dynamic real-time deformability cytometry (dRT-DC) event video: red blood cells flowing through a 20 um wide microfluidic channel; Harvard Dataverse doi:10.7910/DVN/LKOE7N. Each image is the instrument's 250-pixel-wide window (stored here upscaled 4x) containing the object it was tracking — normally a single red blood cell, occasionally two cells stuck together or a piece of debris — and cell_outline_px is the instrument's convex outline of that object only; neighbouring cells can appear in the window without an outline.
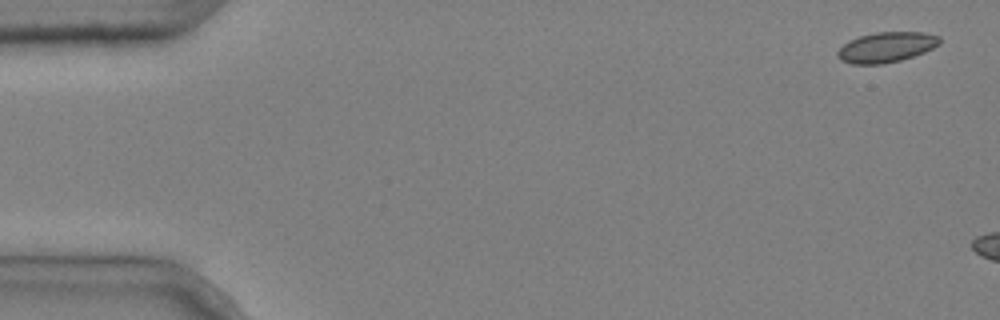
{"species": "common noctule bat (a hibernating species)", "species_latin": "Nyctalus noctula", "temperature_condition": "cold", "stored_images_in_passage": 2, "camera_frame_rate_fps": 3000, "um_per_image_px": 0.085, "animal": {"sex": "male", "body_mass_g": 20.4}, "frame": {"image": 1, "passage_image": 1, "time_ms": 0.0, "image_size_px": [1000, 320], "cell_outline_px": [[940, 44], [924, 52], [900, 60], [884, 64], [852, 64], [840, 60], [836, 56], [836, 52], [848, 40], [860, 36], [876, 32], [924, 32], [940, 36]], "centroid_in_image_um": [75.32, 4.01], "position_along_channel_um": 9.7, "area_um2": 18.03}}